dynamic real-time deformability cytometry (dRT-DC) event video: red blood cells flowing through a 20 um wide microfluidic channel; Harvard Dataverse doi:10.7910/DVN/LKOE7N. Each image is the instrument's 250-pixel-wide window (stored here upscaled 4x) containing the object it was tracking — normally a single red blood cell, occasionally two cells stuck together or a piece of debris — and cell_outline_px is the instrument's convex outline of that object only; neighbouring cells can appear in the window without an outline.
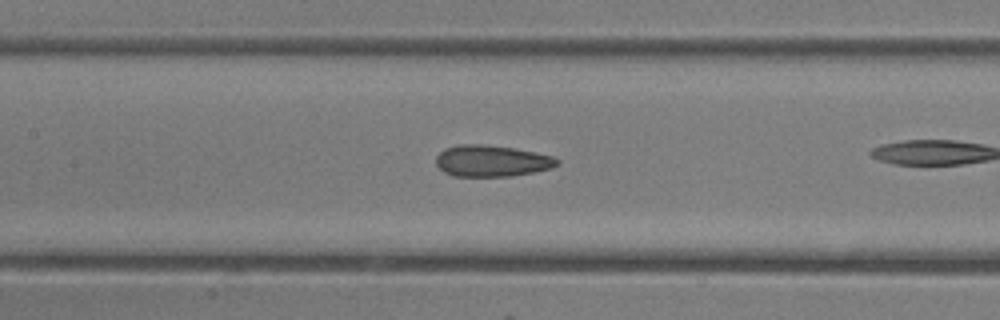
{"species": "common noctule bat (a hibernating species)", "species_latin": "Nyctalus noctula", "temperature_condition": "room temperature", "stored_images_in_passage": 29, "camera_frame_rate_fps": 3000, "um_per_image_px": 0.085, "animal": {"sex": "female"}, "frame": {"image": 1, "passage_image": 17, "time_ms": 5.333, "image_size_px": [1000, 320], "cell_outline_px": [[560, 164], [552, 168], [512, 176], [452, 176], [444, 172], [436, 164], [436, 156], [444, 148], [460, 144], [484, 144], [512, 148], [536, 152], [552, 156], [560, 160]], "centroid_in_image_um": [41.79, 13.67], "position_along_channel_um": 165.6, "area_um2": 22.25}}